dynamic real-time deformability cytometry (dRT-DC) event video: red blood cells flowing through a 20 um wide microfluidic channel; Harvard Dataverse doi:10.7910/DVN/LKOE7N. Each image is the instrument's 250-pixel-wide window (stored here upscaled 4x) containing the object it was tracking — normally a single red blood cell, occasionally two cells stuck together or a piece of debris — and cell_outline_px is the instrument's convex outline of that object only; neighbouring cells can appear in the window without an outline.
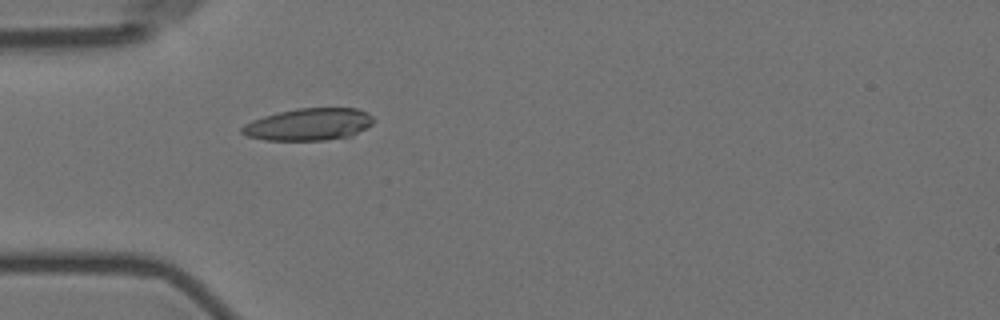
{"species": "Egyptian fruit bat (a non-hibernating species)", "species_latin": "Rousettus aegyptiacus", "temperature_condition": "room temperature", "stored_images_in_passage": 1, "camera_frame_rate_fps": 3000, "um_per_image_px": 0.085, "animal": {"sex": "female"}, "frame": {"image": 1, "passage_image": 1, "time_ms": 0.0, "image_size_px": [1000, 320], "cell_outline_px": [[376, 120], [372, 124], [352, 136], [324, 140], [264, 140], [248, 136], [240, 132], [240, 128], [244, 124], [252, 120], [276, 112], [296, 108], [356, 108], [368, 112]], "centroid_in_image_um": [26.25, 10.56], "position_along_channel_um": 58.8, "area_um2": 24.85}}